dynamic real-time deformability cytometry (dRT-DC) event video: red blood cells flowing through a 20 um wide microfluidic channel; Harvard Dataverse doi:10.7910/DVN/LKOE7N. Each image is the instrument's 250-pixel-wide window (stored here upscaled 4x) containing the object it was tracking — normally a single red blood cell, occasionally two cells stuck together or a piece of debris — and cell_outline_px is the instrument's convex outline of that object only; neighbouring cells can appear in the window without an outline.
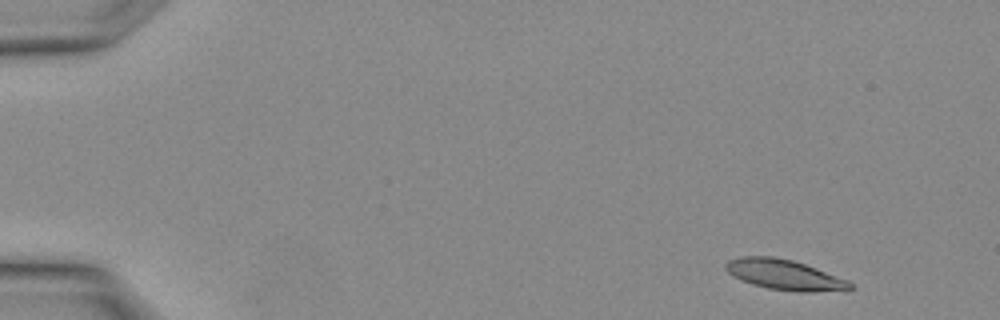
{"species": "Egyptian fruit bat (a non-hibernating species)", "species_latin": "Rousettus aegyptiacus", "temperature_condition": "warm", "stored_images_in_passage": 15, "camera_frame_rate_fps": 3000, "um_per_image_px": 0.085, "animal": {"sex": "female"}, "frame": {"image": 1, "passage_image": 2, "time_ms": 0.333, "image_size_px": [1000, 320], "cell_outline_px": [[856, 288], [848, 292], [800, 292], [768, 288], [752, 284], [740, 280], [732, 276], [724, 268], [724, 264], [728, 260], [740, 256], [772, 256], [792, 260], [816, 268], [848, 280]], "centroid_in_image_um": [66.74, 23.38], "position_along_channel_um": 18.3, "area_um2": 22.43}}
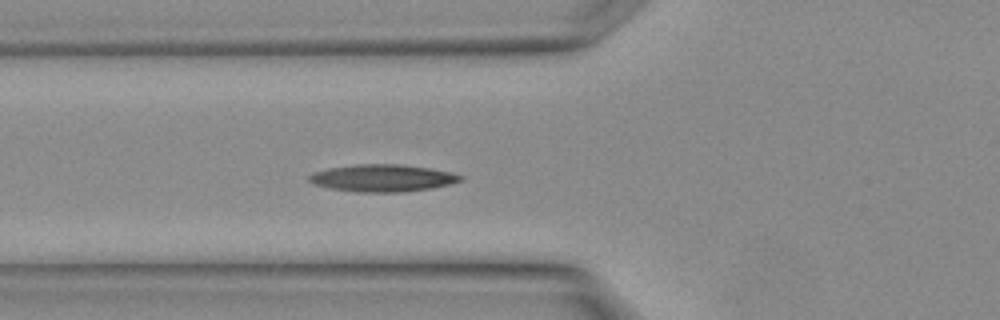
{"frame": {"image": 2, "passage_image": 11, "time_ms": 3.333, "image_size_px": [1000, 320], "cell_outline_px": [[464, 180], [448, 184], [428, 188], [400, 192], [356, 192], [332, 188], [316, 184], [308, 180], [308, 176], [316, 172], [328, 168], [356, 164], [400, 164], [428, 168], [452, 172], [464, 176]], "centroid_in_image_um": [32.54, 15.12], "position_along_channel_um": 93.3, "area_um2": 23.7}}
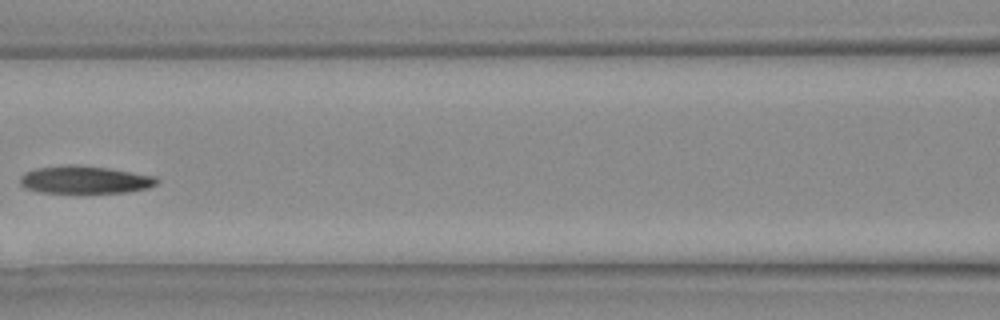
{"frame": {"image": 3, "passage_image": 14, "time_ms": 4.333, "image_size_px": [1000, 320], "cell_outline_px": [[160, 180], [156, 184], [148, 188], [124, 192], [40, 192], [24, 188], [20, 184], [20, 176], [24, 172], [36, 168], [68, 164], [72, 164], [108, 168], [156, 176]], "centroid_in_image_um": [7.19, 15.26], "position_along_channel_um": 159.4, "area_um2": 21.96}}